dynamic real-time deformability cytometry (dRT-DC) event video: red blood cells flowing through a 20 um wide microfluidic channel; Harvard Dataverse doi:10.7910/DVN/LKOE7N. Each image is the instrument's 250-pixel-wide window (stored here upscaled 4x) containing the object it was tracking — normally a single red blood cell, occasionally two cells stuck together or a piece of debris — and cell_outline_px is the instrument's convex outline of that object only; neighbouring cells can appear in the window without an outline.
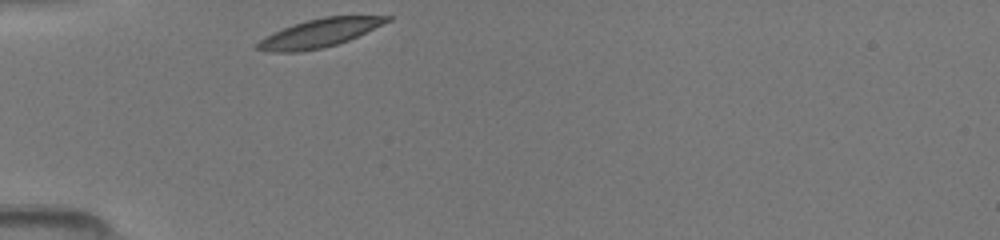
{"species": "common noctule bat (a hibernating species)", "species_latin": "Nyctalus noctula", "temperature_condition": "room temperature", "stored_images_in_passage": 27, "camera_frame_rate_fps": 3000, "um_per_image_px": 0.085, "animal": {"sex": "female", "body_mass_g": 19.5, "forearm_length_mm": 54.1}, "frame": {"image": 1, "passage_image": 1, "time_ms": 0.0, "image_size_px": [1000, 240], "cell_outline_px": [[392, 20], [348, 40], [324, 48], [300, 52], [264, 52], [256, 48], [256, 44], [264, 36], [292, 24], [324, 16], [392, 16]], "centroid_in_image_um": [27.11, 2.82], "position_along_channel_um": 57.9, "area_um2": 21.39}}
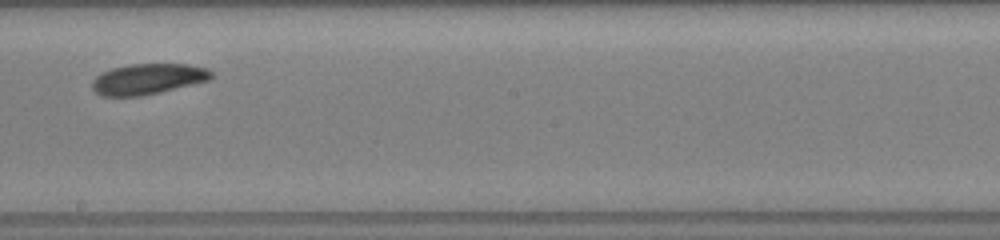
{"frame": {"image": 2, "passage_image": 15, "time_ms": 4.667, "image_size_px": [1000, 240], "cell_outline_px": [[216, 76], [208, 80], [160, 92], [140, 96], [100, 96], [92, 88], [92, 80], [96, 76], [112, 68], [128, 64], [188, 64], [208, 68]], "centroid_in_image_um": [12.58, 6.71], "position_along_channel_um": 235.6, "area_um2": 21.33}}
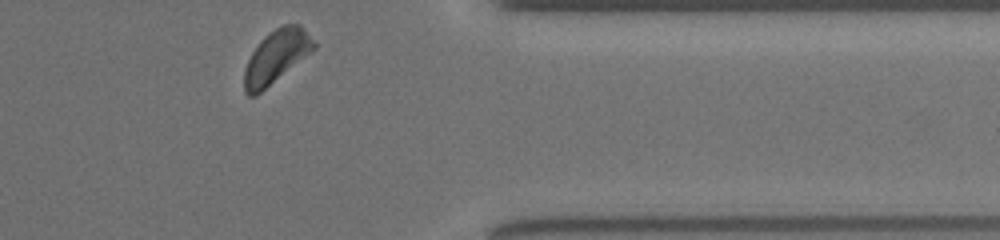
{"frame": {"image": 3, "passage_image": 27, "time_ms": 8.667, "image_size_px": [1000, 240], "cell_outline_px": [[316, 48], [256, 96], [248, 96], [244, 92], [244, 68], [252, 52], [260, 40], [264, 36], [276, 28], [284, 24], [300, 24], [316, 40]], "centroid_in_image_um": [23.49, 4.8], "position_along_channel_um": 387.9, "area_um2": 21.5}}